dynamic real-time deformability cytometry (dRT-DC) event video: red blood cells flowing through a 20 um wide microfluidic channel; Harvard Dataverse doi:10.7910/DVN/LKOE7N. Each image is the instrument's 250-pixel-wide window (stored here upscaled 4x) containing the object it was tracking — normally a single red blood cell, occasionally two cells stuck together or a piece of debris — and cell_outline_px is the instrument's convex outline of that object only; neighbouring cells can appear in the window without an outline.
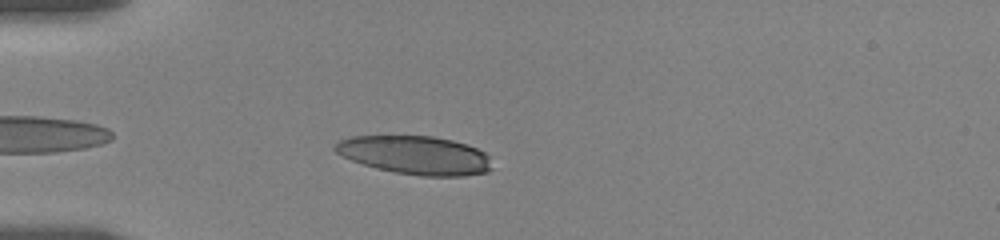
{"species": "human", "species_latin": "Homo sapiens", "temperature_condition": "room temperature", "stored_images_in_passage": 9, "camera_frame_rate_fps": 3000, "um_per_image_px": 0.085, "donor": {"sex": "female"}, "frame": {"image": 1, "passage_image": 3, "time_ms": 1.0, "image_size_px": [1000, 240], "cell_outline_px": [[492, 168], [488, 172], [464, 176], [420, 176], [396, 172], [376, 168], [352, 160], [336, 152], [332, 148], [340, 140], [352, 136], [432, 136], [452, 140], [468, 144], [484, 152], [488, 156]], "centroid_in_image_um": [35.32, 13.19], "position_along_channel_um": 49.7, "area_um2": 35.08}}
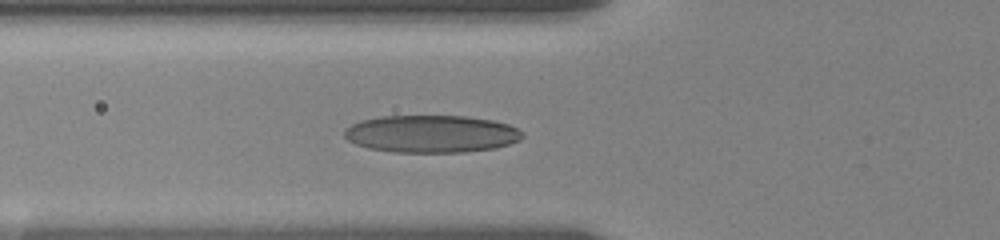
{"frame": {"image": 2, "passage_image": 7, "time_ms": 2.667, "image_size_px": [1000, 240], "cell_outline_px": [[524, 136], [520, 140], [496, 148], [464, 152], [392, 152], [368, 148], [356, 144], [348, 140], [344, 136], [344, 132], [352, 124], [360, 120], [380, 116], [464, 116], [492, 120], [508, 124], [524, 132]], "centroid_in_image_um": [36.68, 11.38], "position_along_channel_um": 89.1, "area_um2": 38.9}}
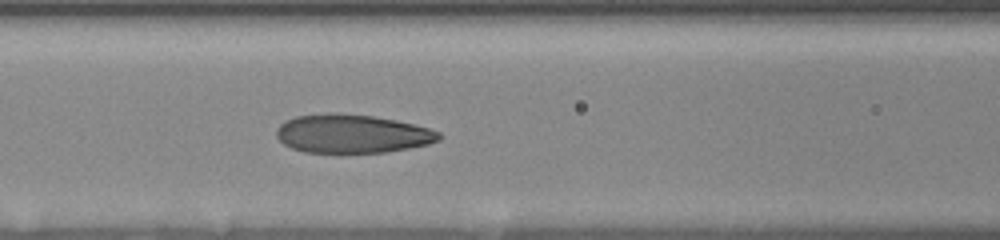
{"frame": {"image": 3, "passage_image": 9, "time_ms": 4.0, "image_size_px": [1000, 240], "cell_outline_px": [[440, 140], [428, 144], [408, 148], [384, 152], [304, 152], [292, 148], [284, 144], [276, 136], [276, 128], [284, 120], [296, 116], [324, 112], [336, 112], [372, 116], [396, 120], [428, 128], [440, 132]], "centroid_in_image_um": [29.88, 11.35], "position_along_channel_um": 136.7, "area_um2": 36.59}}